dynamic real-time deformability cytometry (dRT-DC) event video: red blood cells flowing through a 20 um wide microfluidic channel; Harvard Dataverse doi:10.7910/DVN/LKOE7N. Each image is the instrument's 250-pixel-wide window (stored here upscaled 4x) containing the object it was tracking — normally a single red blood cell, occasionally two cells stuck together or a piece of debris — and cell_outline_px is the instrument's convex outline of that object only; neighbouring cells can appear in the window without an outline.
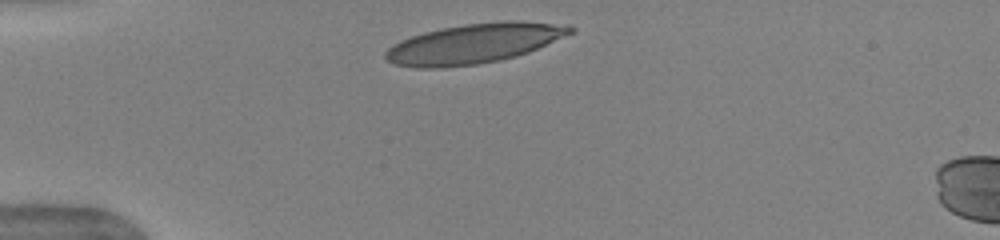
{"species": "human", "species_latin": "Homo sapiens", "temperature_condition": "warm", "stored_images_in_passage": 3, "camera_frame_rate_fps": 3000, "um_per_image_px": 0.085, "donor": {"sex": "female"}, "frame": {"image": 1, "passage_image": 1, "time_ms": 0.0, "image_size_px": [1000, 240], "cell_outline_px": [[576, 32], [528, 52], [516, 56], [500, 60], [476, 64], [444, 68], [416, 68], [392, 64], [384, 56], [384, 52], [392, 44], [400, 40], [424, 32], [440, 28], [464, 24], [504, 20], [516, 20], [568, 24], [576, 28]], "centroid_in_image_um": [40.32, 3.69], "position_along_channel_um": 44.7, "area_um2": 43.35}}